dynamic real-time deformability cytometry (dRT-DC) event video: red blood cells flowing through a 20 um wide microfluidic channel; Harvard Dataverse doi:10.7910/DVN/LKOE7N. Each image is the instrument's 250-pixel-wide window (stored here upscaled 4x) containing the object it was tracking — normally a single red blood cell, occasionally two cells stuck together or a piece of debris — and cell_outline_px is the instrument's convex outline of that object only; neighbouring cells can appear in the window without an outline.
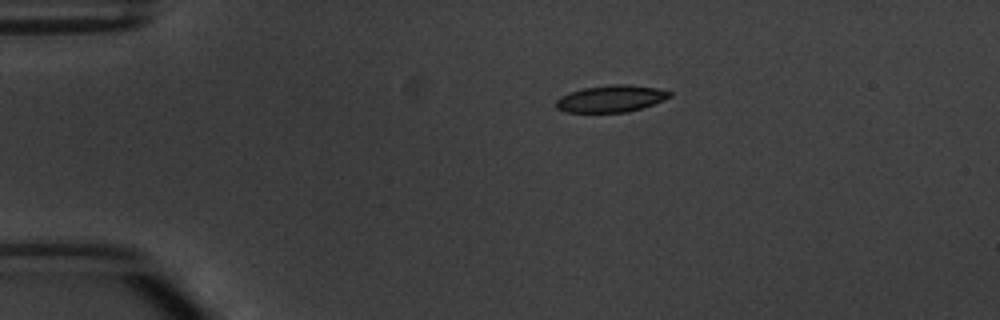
{"species": "common noctule bat (a hibernating species)", "species_latin": "Nyctalus noctula", "temperature_condition": "warm", "stored_images_in_passage": 2, "camera_frame_rate_fps": 3000, "um_per_image_px": 0.085, "animal": {"sex": "male", "body_mass_g": 20.1, "forearm_length_mm": 53.5}, "frame": {"image": 1, "passage_image": 1, "time_ms": 0.0, "image_size_px": [1000, 320], "cell_outline_px": [[672, 96], [664, 100], [628, 112], [564, 112], [556, 108], [556, 100], [560, 96], [584, 88], [612, 84], [628, 84], [656, 88], [672, 92]], "centroid_in_image_um": [51.93, 8.38], "position_along_channel_um": 33.1, "area_um2": 17.69}}